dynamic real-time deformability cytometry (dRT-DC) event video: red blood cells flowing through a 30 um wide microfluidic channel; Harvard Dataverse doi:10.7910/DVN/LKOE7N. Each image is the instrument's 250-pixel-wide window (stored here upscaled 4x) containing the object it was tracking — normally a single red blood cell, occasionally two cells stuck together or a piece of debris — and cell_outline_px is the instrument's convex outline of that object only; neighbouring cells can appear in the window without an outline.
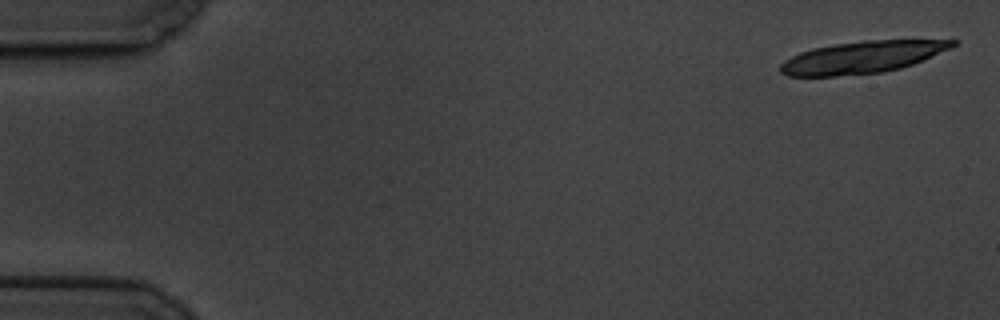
{"species": "common noctule bat (a hibernating species)", "species_latin": "Nyctalus noctula", "temperature_condition": "cold", "stored_images_in_passage": 6, "camera_frame_rate_fps": 3000, "um_per_image_px": 0.085, "animal": {"sex": "male", "body_mass_g": 19.5, "forearm_length_mm": 54.6}, "frame": {"image": 1, "passage_image": 1, "time_ms": 0.0, "image_size_px": [1000, 320], "cell_outline_px": [[960, 40], [952, 48], [912, 64], [900, 68], [884, 72], [836, 76], [788, 76], [780, 72], [780, 64], [784, 60], [800, 52], [812, 48], [836, 44], [864, 40]], "centroid_in_image_um": [73.28, 4.86], "position_along_channel_um": 11.7, "area_um2": 32.02}}
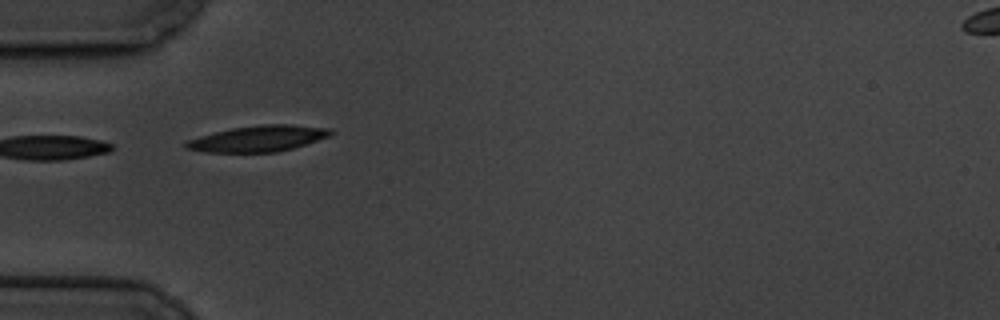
{"frame": {"image": 2, "passage_image": 6, "time_ms": 5.667, "image_size_px": [1000, 320], "cell_outline_px": [[336, 132], [328, 136], [292, 148], [276, 152], [204, 152], [184, 148], [184, 140], [232, 128], [260, 124], [292, 124], [332, 128]], "centroid_in_image_um": [21.93, 11.77], "position_along_channel_um": 63.1, "area_um2": 21.96}}